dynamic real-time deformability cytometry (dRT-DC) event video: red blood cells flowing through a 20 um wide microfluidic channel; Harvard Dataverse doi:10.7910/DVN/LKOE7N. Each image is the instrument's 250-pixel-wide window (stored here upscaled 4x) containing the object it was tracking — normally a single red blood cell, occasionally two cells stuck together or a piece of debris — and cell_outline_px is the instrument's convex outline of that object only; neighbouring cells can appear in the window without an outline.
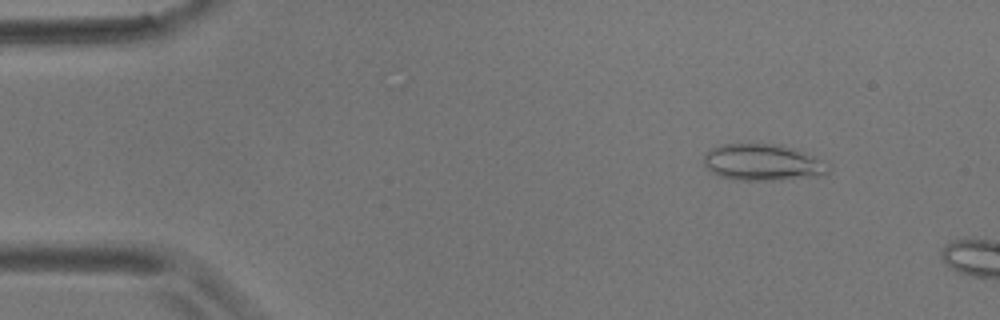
{"species": "common noctule bat (a hibernating species)", "species_latin": "Nyctalus noctula", "temperature_condition": "room temperature", "stored_images_in_passage": 2, "camera_frame_rate_fps": 3000, "um_per_image_px": 0.085, "animal": {"sex": "male", "body_mass_g": 17.9}, "frame": {"image": 1, "passage_image": 1, "time_ms": 0.0, "image_size_px": [1000, 320], "cell_outline_px": [[832, 168], [828, 172], [820, 176], [780, 180], [732, 180], [716, 176], [704, 164], [704, 156], [708, 148], [720, 144], [780, 144], [796, 148], [828, 160], [832, 164]], "centroid_in_image_um": [64.91, 13.8], "position_along_channel_um": 20.1, "area_um2": 27.51}}